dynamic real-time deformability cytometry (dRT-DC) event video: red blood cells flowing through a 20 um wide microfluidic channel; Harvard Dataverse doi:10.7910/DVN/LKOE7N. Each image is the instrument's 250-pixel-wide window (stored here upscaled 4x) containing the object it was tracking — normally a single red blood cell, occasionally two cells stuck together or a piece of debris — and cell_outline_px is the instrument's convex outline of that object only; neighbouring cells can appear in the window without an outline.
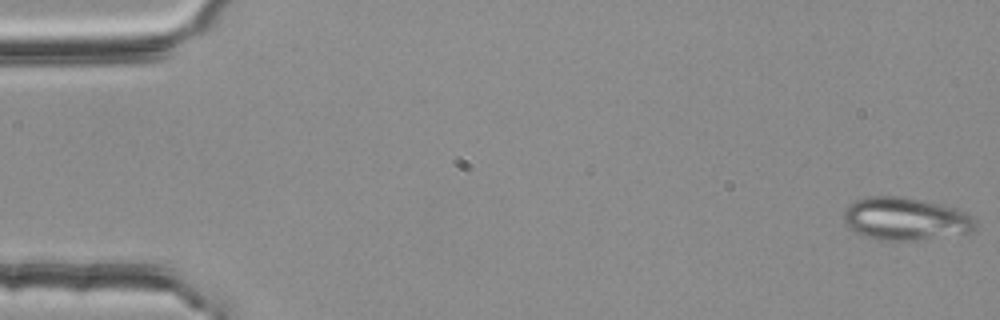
{"species": "common noctule bat (a hibernating species)", "species_latin": "Nyctalus noctula", "temperature_condition": "room temperature", "stored_images_in_passage": 54, "camera_frame_rate_fps": 3000, "um_per_image_px": 0.085, "animal": {"sex": "female", "body_mass_g": 25.1}, "frame": {"image": 1, "passage_image": 1, "time_ms": 0.0, "image_size_px": [1000, 320], "cell_outline_px": [[976, 228], [972, 232], [916, 240], [880, 240], [864, 236], [848, 228], [844, 224], [844, 208], [848, 204], [856, 200], [868, 196], [900, 196], [940, 204], [956, 208], [972, 216], [976, 224]], "centroid_in_image_um": [76.93, 18.6], "position_along_channel_um": 8.1, "area_um2": 32.83}}
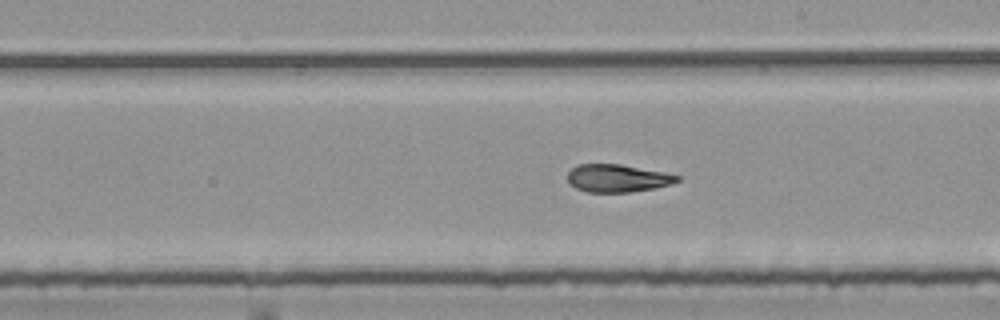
{"frame": {"image": 2, "passage_image": 31, "time_ms": 10.0, "image_size_px": [1000, 320], "cell_outline_px": [[680, 180], [668, 184], [652, 188], [628, 192], [588, 192], [576, 188], [568, 180], [568, 172], [572, 168], [580, 164], [620, 164], [664, 172], [680, 176]], "centroid_in_image_um": [52.47, 15.14], "position_along_channel_um": 236.5, "area_um2": 17.4}}
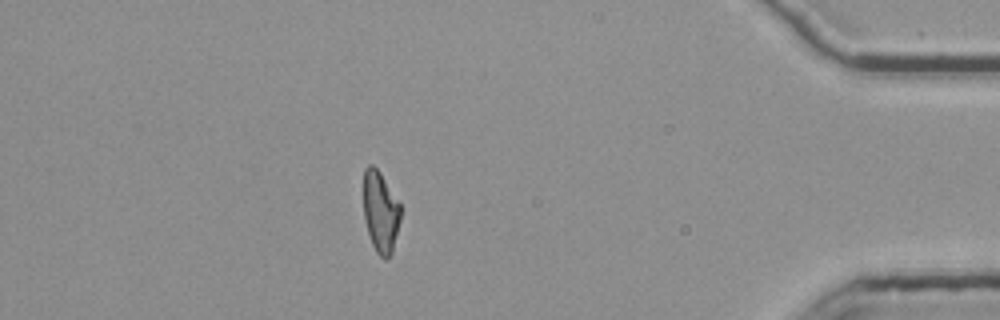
{"frame": {"image": 3, "passage_image": 48, "time_ms": 15.667, "image_size_px": [1000, 320], "cell_outline_px": [[400, 220], [392, 252], [388, 260], [384, 260], [376, 252], [372, 244], [368, 232], [364, 216], [364, 168], [368, 164], [372, 164], [380, 172], [400, 204]], "centroid_in_image_um": [32.34, 18.02], "position_along_channel_um": 402.9, "area_um2": 17.46}, "authors_computed_cell_mechanics": {"area_um2": 18.7272, "velocity_mm_per_s": 3.7728, "shape_relaxation_time_tau1_ms": null, "shape_relaxation_time_tau2_ms": 3.5537, "deformation_change_tau1": null, "deformation_change_tau2": 0.0946}}